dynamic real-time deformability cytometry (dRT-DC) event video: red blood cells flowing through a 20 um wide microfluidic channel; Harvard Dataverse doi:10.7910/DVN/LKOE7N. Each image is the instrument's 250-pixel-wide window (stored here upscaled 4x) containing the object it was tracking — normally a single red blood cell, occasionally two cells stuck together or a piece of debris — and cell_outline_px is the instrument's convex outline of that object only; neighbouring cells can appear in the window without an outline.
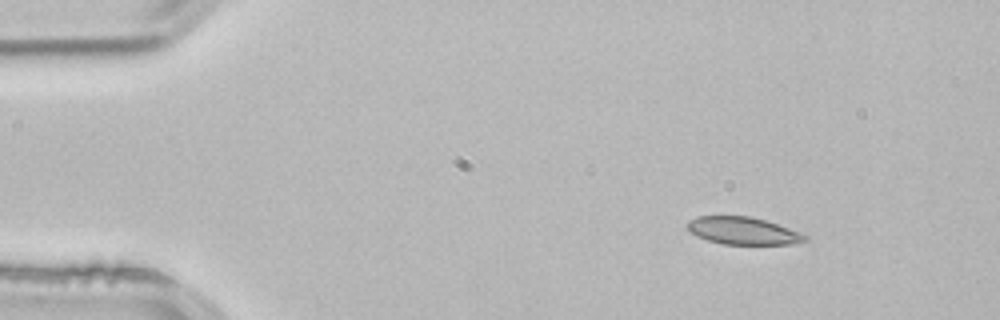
{"species": "common noctule bat (a hibernating species)", "species_latin": "Nyctalus noctula", "temperature_condition": "room temperature", "stored_images_in_passage": 3, "segment_of_instrument_passage": [1, 2], "camera_frame_rate_fps": 3000, "um_per_image_px": 0.085, "animal": {"sex": "male", "body_mass_g": 21.5, "forearm_length_mm": 52.0}, "frame": {"image": 1, "passage_image": 1, "time_ms": 0.0, "image_size_px": [1000, 320], "cell_outline_px": [[808, 240], [792, 244], [724, 244], [708, 240], [684, 228], [688, 220], [696, 216], [752, 216], [788, 228], [808, 236]], "centroid_in_image_um": [63.12, 19.61], "position_along_channel_um": 21.9, "area_um2": 18.67}}